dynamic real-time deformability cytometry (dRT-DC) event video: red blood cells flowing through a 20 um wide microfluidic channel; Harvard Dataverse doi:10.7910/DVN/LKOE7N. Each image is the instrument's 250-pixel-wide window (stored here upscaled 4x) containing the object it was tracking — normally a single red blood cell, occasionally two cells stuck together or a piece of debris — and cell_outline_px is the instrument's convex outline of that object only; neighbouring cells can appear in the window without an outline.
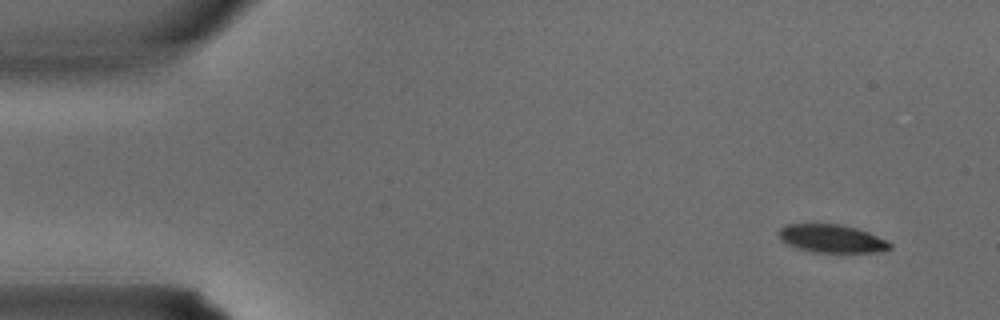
{"species": "common noctule bat (a hibernating species)", "species_latin": "Nyctalus noctula", "temperature_condition": "warm", "stored_images_in_passage": 4, "camera_frame_rate_fps": 3000, "um_per_image_px": 0.085, "animal": {"sex": "male", "body_mass_g": 15.6}, "frame": {"image": 1, "passage_image": 1, "time_ms": 0.0, "image_size_px": [1000, 320], "cell_outline_px": [[892, 248], [880, 252], [812, 252], [788, 244], [780, 240], [780, 228], [788, 224], [840, 224], [856, 228], [868, 232], [888, 240], [892, 244]], "centroid_in_image_um": [70.75, 20.28], "position_along_channel_um": 14.2, "area_um2": 18.09}}
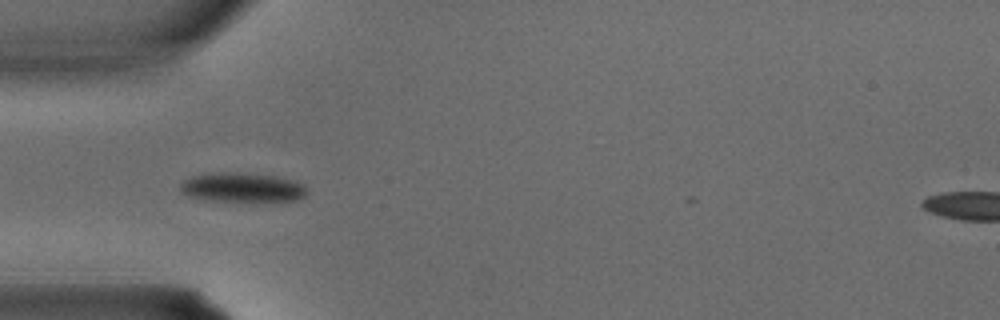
{"frame": {"image": 2, "passage_image": 3, "time_ms": 0.667, "image_size_px": [1000, 320], "cell_outline_px": [[308, 192], [304, 196], [296, 200], [208, 200], [188, 196], [180, 192], [180, 184], [184, 180], [192, 176], [220, 172], [236, 172], [276, 176], [292, 180], [304, 184], [308, 188]], "centroid_in_image_um": [20.59, 15.91], "position_along_channel_um": 64.4, "area_um2": 21.39}}